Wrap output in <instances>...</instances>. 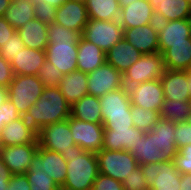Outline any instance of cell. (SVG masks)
I'll return each instance as SVG.
<instances>
[{
  "instance_id": "6da1fadb",
  "label": "cell",
  "mask_w": 191,
  "mask_h": 190,
  "mask_svg": "<svg viewBox=\"0 0 191 190\" xmlns=\"http://www.w3.org/2000/svg\"><path fill=\"white\" fill-rule=\"evenodd\" d=\"M174 131L175 122L160 118L144 133L131 152L138 165L174 160L178 153Z\"/></svg>"
},
{
  "instance_id": "7a4b0ae2",
  "label": "cell",
  "mask_w": 191,
  "mask_h": 190,
  "mask_svg": "<svg viewBox=\"0 0 191 190\" xmlns=\"http://www.w3.org/2000/svg\"><path fill=\"white\" fill-rule=\"evenodd\" d=\"M71 105L58 87L44 88L37 102L24 114L27 122L39 132L43 127L67 120Z\"/></svg>"
},
{
  "instance_id": "3957f363",
  "label": "cell",
  "mask_w": 191,
  "mask_h": 190,
  "mask_svg": "<svg viewBox=\"0 0 191 190\" xmlns=\"http://www.w3.org/2000/svg\"><path fill=\"white\" fill-rule=\"evenodd\" d=\"M61 155L67 162V176L61 190H91L99 175L96 153L73 145L72 150Z\"/></svg>"
},
{
  "instance_id": "277c9868",
  "label": "cell",
  "mask_w": 191,
  "mask_h": 190,
  "mask_svg": "<svg viewBox=\"0 0 191 190\" xmlns=\"http://www.w3.org/2000/svg\"><path fill=\"white\" fill-rule=\"evenodd\" d=\"M44 90L41 80L36 75H14L7 93L21 116L37 102Z\"/></svg>"
},
{
  "instance_id": "5b68a950",
  "label": "cell",
  "mask_w": 191,
  "mask_h": 190,
  "mask_svg": "<svg viewBox=\"0 0 191 190\" xmlns=\"http://www.w3.org/2000/svg\"><path fill=\"white\" fill-rule=\"evenodd\" d=\"M165 71L163 55L160 52L143 54L123 73V84L128 89L134 84L160 79Z\"/></svg>"
},
{
  "instance_id": "8992f818",
  "label": "cell",
  "mask_w": 191,
  "mask_h": 190,
  "mask_svg": "<svg viewBox=\"0 0 191 190\" xmlns=\"http://www.w3.org/2000/svg\"><path fill=\"white\" fill-rule=\"evenodd\" d=\"M99 174L110 176L111 178L123 181L129 177L132 171L138 166V162L132 153L122 150H105L101 149L96 153Z\"/></svg>"
},
{
  "instance_id": "52a82bcc",
  "label": "cell",
  "mask_w": 191,
  "mask_h": 190,
  "mask_svg": "<svg viewBox=\"0 0 191 190\" xmlns=\"http://www.w3.org/2000/svg\"><path fill=\"white\" fill-rule=\"evenodd\" d=\"M150 190H180L181 173L173 160L141 164Z\"/></svg>"
},
{
  "instance_id": "ba28073f",
  "label": "cell",
  "mask_w": 191,
  "mask_h": 190,
  "mask_svg": "<svg viewBox=\"0 0 191 190\" xmlns=\"http://www.w3.org/2000/svg\"><path fill=\"white\" fill-rule=\"evenodd\" d=\"M123 34V27L118 20L107 21L89 18L82 36L106 53L123 38Z\"/></svg>"
},
{
  "instance_id": "9c48e42d",
  "label": "cell",
  "mask_w": 191,
  "mask_h": 190,
  "mask_svg": "<svg viewBox=\"0 0 191 190\" xmlns=\"http://www.w3.org/2000/svg\"><path fill=\"white\" fill-rule=\"evenodd\" d=\"M68 123L76 145L88 152L98 153L103 148L104 126L69 117Z\"/></svg>"
},
{
  "instance_id": "30bf717a",
  "label": "cell",
  "mask_w": 191,
  "mask_h": 190,
  "mask_svg": "<svg viewBox=\"0 0 191 190\" xmlns=\"http://www.w3.org/2000/svg\"><path fill=\"white\" fill-rule=\"evenodd\" d=\"M37 139L40 147L57 153H66L72 150L73 145H76L68 120L43 127L37 133Z\"/></svg>"
},
{
  "instance_id": "8fae6325",
  "label": "cell",
  "mask_w": 191,
  "mask_h": 190,
  "mask_svg": "<svg viewBox=\"0 0 191 190\" xmlns=\"http://www.w3.org/2000/svg\"><path fill=\"white\" fill-rule=\"evenodd\" d=\"M28 171H44L58 186L62 187L67 176V162L61 153L39 146Z\"/></svg>"
},
{
  "instance_id": "7c38bea8",
  "label": "cell",
  "mask_w": 191,
  "mask_h": 190,
  "mask_svg": "<svg viewBox=\"0 0 191 190\" xmlns=\"http://www.w3.org/2000/svg\"><path fill=\"white\" fill-rule=\"evenodd\" d=\"M130 102L133 105L161 112L164 102L163 86L160 79L134 84L128 88Z\"/></svg>"
},
{
  "instance_id": "4fadbf2b",
  "label": "cell",
  "mask_w": 191,
  "mask_h": 190,
  "mask_svg": "<svg viewBox=\"0 0 191 190\" xmlns=\"http://www.w3.org/2000/svg\"><path fill=\"white\" fill-rule=\"evenodd\" d=\"M87 83L88 94L95 97L124 87L123 74L107 62L87 74Z\"/></svg>"
},
{
  "instance_id": "5bb4252c",
  "label": "cell",
  "mask_w": 191,
  "mask_h": 190,
  "mask_svg": "<svg viewBox=\"0 0 191 190\" xmlns=\"http://www.w3.org/2000/svg\"><path fill=\"white\" fill-rule=\"evenodd\" d=\"M39 148V143L0 146V158L12 175L25 174Z\"/></svg>"
},
{
  "instance_id": "9a60e30c",
  "label": "cell",
  "mask_w": 191,
  "mask_h": 190,
  "mask_svg": "<svg viewBox=\"0 0 191 190\" xmlns=\"http://www.w3.org/2000/svg\"><path fill=\"white\" fill-rule=\"evenodd\" d=\"M159 52L163 54L169 44L188 43L191 38V19L157 21Z\"/></svg>"
},
{
  "instance_id": "2e32d148",
  "label": "cell",
  "mask_w": 191,
  "mask_h": 190,
  "mask_svg": "<svg viewBox=\"0 0 191 190\" xmlns=\"http://www.w3.org/2000/svg\"><path fill=\"white\" fill-rule=\"evenodd\" d=\"M46 60L54 64L66 75L77 70L78 44H70L68 41H54L48 44L45 50Z\"/></svg>"
},
{
  "instance_id": "e0dca14e",
  "label": "cell",
  "mask_w": 191,
  "mask_h": 190,
  "mask_svg": "<svg viewBox=\"0 0 191 190\" xmlns=\"http://www.w3.org/2000/svg\"><path fill=\"white\" fill-rule=\"evenodd\" d=\"M123 37L142 54L159 52L157 22L124 29Z\"/></svg>"
},
{
  "instance_id": "ac0fdd59",
  "label": "cell",
  "mask_w": 191,
  "mask_h": 190,
  "mask_svg": "<svg viewBox=\"0 0 191 190\" xmlns=\"http://www.w3.org/2000/svg\"><path fill=\"white\" fill-rule=\"evenodd\" d=\"M37 131L21 116L4 126L0 134V146L39 143Z\"/></svg>"
},
{
  "instance_id": "d6986e66",
  "label": "cell",
  "mask_w": 191,
  "mask_h": 190,
  "mask_svg": "<svg viewBox=\"0 0 191 190\" xmlns=\"http://www.w3.org/2000/svg\"><path fill=\"white\" fill-rule=\"evenodd\" d=\"M118 21L123 30L157 22L154 10L148 0H135V2L122 7Z\"/></svg>"
},
{
  "instance_id": "ffe728a7",
  "label": "cell",
  "mask_w": 191,
  "mask_h": 190,
  "mask_svg": "<svg viewBox=\"0 0 191 190\" xmlns=\"http://www.w3.org/2000/svg\"><path fill=\"white\" fill-rule=\"evenodd\" d=\"M88 19L86 4L72 0H67L62 6L57 8L55 16L56 23L68 29L78 31L81 35Z\"/></svg>"
},
{
  "instance_id": "44dd1931",
  "label": "cell",
  "mask_w": 191,
  "mask_h": 190,
  "mask_svg": "<svg viewBox=\"0 0 191 190\" xmlns=\"http://www.w3.org/2000/svg\"><path fill=\"white\" fill-rule=\"evenodd\" d=\"M99 100L102 120L106 117L128 116L131 113L130 97L125 86L104 94Z\"/></svg>"
},
{
  "instance_id": "7402d4cb",
  "label": "cell",
  "mask_w": 191,
  "mask_h": 190,
  "mask_svg": "<svg viewBox=\"0 0 191 190\" xmlns=\"http://www.w3.org/2000/svg\"><path fill=\"white\" fill-rule=\"evenodd\" d=\"M145 132L136 127L130 129L104 130L103 148L105 150L128 151L135 150L138 139Z\"/></svg>"
},
{
  "instance_id": "603a6c76",
  "label": "cell",
  "mask_w": 191,
  "mask_h": 190,
  "mask_svg": "<svg viewBox=\"0 0 191 190\" xmlns=\"http://www.w3.org/2000/svg\"><path fill=\"white\" fill-rule=\"evenodd\" d=\"M157 21L191 19V0H148Z\"/></svg>"
},
{
  "instance_id": "cb8c5ba5",
  "label": "cell",
  "mask_w": 191,
  "mask_h": 190,
  "mask_svg": "<svg viewBox=\"0 0 191 190\" xmlns=\"http://www.w3.org/2000/svg\"><path fill=\"white\" fill-rule=\"evenodd\" d=\"M160 81L163 86L164 98L183 101L191 100L188 90V71L166 69Z\"/></svg>"
},
{
  "instance_id": "d4e9b609",
  "label": "cell",
  "mask_w": 191,
  "mask_h": 190,
  "mask_svg": "<svg viewBox=\"0 0 191 190\" xmlns=\"http://www.w3.org/2000/svg\"><path fill=\"white\" fill-rule=\"evenodd\" d=\"M106 62V53L82 35L78 41L77 70L91 73Z\"/></svg>"
},
{
  "instance_id": "484cf974",
  "label": "cell",
  "mask_w": 191,
  "mask_h": 190,
  "mask_svg": "<svg viewBox=\"0 0 191 190\" xmlns=\"http://www.w3.org/2000/svg\"><path fill=\"white\" fill-rule=\"evenodd\" d=\"M142 55L140 51L128 43L123 37L106 52V62L123 74Z\"/></svg>"
},
{
  "instance_id": "4316f807",
  "label": "cell",
  "mask_w": 191,
  "mask_h": 190,
  "mask_svg": "<svg viewBox=\"0 0 191 190\" xmlns=\"http://www.w3.org/2000/svg\"><path fill=\"white\" fill-rule=\"evenodd\" d=\"M46 60L45 50L25 47L10 62L14 75H37Z\"/></svg>"
},
{
  "instance_id": "83f0119b",
  "label": "cell",
  "mask_w": 191,
  "mask_h": 190,
  "mask_svg": "<svg viewBox=\"0 0 191 190\" xmlns=\"http://www.w3.org/2000/svg\"><path fill=\"white\" fill-rule=\"evenodd\" d=\"M58 88L72 106L88 94L87 73L76 70L64 75Z\"/></svg>"
},
{
  "instance_id": "f1b7e54d",
  "label": "cell",
  "mask_w": 191,
  "mask_h": 190,
  "mask_svg": "<svg viewBox=\"0 0 191 190\" xmlns=\"http://www.w3.org/2000/svg\"><path fill=\"white\" fill-rule=\"evenodd\" d=\"M47 26L42 21L33 19L19 28L17 32L26 47L36 50H46L48 45Z\"/></svg>"
},
{
  "instance_id": "f546056e",
  "label": "cell",
  "mask_w": 191,
  "mask_h": 190,
  "mask_svg": "<svg viewBox=\"0 0 191 190\" xmlns=\"http://www.w3.org/2000/svg\"><path fill=\"white\" fill-rule=\"evenodd\" d=\"M162 55L167 70L188 71L191 65V38H188V43L169 44Z\"/></svg>"
},
{
  "instance_id": "4dcf8cb0",
  "label": "cell",
  "mask_w": 191,
  "mask_h": 190,
  "mask_svg": "<svg viewBox=\"0 0 191 190\" xmlns=\"http://www.w3.org/2000/svg\"><path fill=\"white\" fill-rule=\"evenodd\" d=\"M70 116L89 123H103L99 97L85 95L71 106Z\"/></svg>"
},
{
  "instance_id": "1f68e13d",
  "label": "cell",
  "mask_w": 191,
  "mask_h": 190,
  "mask_svg": "<svg viewBox=\"0 0 191 190\" xmlns=\"http://www.w3.org/2000/svg\"><path fill=\"white\" fill-rule=\"evenodd\" d=\"M4 18L18 30L28 21L35 19L34 0H12Z\"/></svg>"
},
{
  "instance_id": "d6a6232c",
  "label": "cell",
  "mask_w": 191,
  "mask_h": 190,
  "mask_svg": "<svg viewBox=\"0 0 191 190\" xmlns=\"http://www.w3.org/2000/svg\"><path fill=\"white\" fill-rule=\"evenodd\" d=\"M88 17L95 20H119L120 6L118 0H87Z\"/></svg>"
},
{
  "instance_id": "836d02e7",
  "label": "cell",
  "mask_w": 191,
  "mask_h": 190,
  "mask_svg": "<svg viewBox=\"0 0 191 190\" xmlns=\"http://www.w3.org/2000/svg\"><path fill=\"white\" fill-rule=\"evenodd\" d=\"M191 113V100L183 101L178 99L164 98L163 107L160 112L162 119L172 120L173 122H183Z\"/></svg>"
},
{
  "instance_id": "e575fe53",
  "label": "cell",
  "mask_w": 191,
  "mask_h": 190,
  "mask_svg": "<svg viewBox=\"0 0 191 190\" xmlns=\"http://www.w3.org/2000/svg\"><path fill=\"white\" fill-rule=\"evenodd\" d=\"M132 122L134 127L149 132L161 118L160 113L131 104Z\"/></svg>"
},
{
  "instance_id": "d590c367",
  "label": "cell",
  "mask_w": 191,
  "mask_h": 190,
  "mask_svg": "<svg viewBox=\"0 0 191 190\" xmlns=\"http://www.w3.org/2000/svg\"><path fill=\"white\" fill-rule=\"evenodd\" d=\"M48 44L54 41H68L70 44H78L81 34L60 25L59 23L52 22L47 26Z\"/></svg>"
},
{
  "instance_id": "8d00e7d4",
  "label": "cell",
  "mask_w": 191,
  "mask_h": 190,
  "mask_svg": "<svg viewBox=\"0 0 191 190\" xmlns=\"http://www.w3.org/2000/svg\"><path fill=\"white\" fill-rule=\"evenodd\" d=\"M42 82L44 88L58 87L63 73L50 61L45 60L44 64L38 70L36 75Z\"/></svg>"
},
{
  "instance_id": "74e56055",
  "label": "cell",
  "mask_w": 191,
  "mask_h": 190,
  "mask_svg": "<svg viewBox=\"0 0 191 190\" xmlns=\"http://www.w3.org/2000/svg\"><path fill=\"white\" fill-rule=\"evenodd\" d=\"M25 175L31 190H61V187L44 171H27Z\"/></svg>"
},
{
  "instance_id": "f35d334b",
  "label": "cell",
  "mask_w": 191,
  "mask_h": 190,
  "mask_svg": "<svg viewBox=\"0 0 191 190\" xmlns=\"http://www.w3.org/2000/svg\"><path fill=\"white\" fill-rule=\"evenodd\" d=\"M23 40L17 30L14 32L10 39L4 43L3 47L0 49V55L7 60L9 63L14 59V57L25 48Z\"/></svg>"
},
{
  "instance_id": "ab89813d",
  "label": "cell",
  "mask_w": 191,
  "mask_h": 190,
  "mask_svg": "<svg viewBox=\"0 0 191 190\" xmlns=\"http://www.w3.org/2000/svg\"><path fill=\"white\" fill-rule=\"evenodd\" d=\"M124 190H150L143 175L141 165H138L128 177L122 181Z\"/></svg>"
},
{
  "instance_id": "60d3db41",
  "label": "cell",
  "mask_w": 191,
  "mask_h": 190,
  "mask_svg": "<svg viewBox=\"0 0 191 190\" xmlns=\"http://www.w3.org/2000/svg\"><path fill=\"white\" fill-rule=\"evenodd\" d=\"M57 8L42 0H34L35 19L49 25L55 22Z\"/></svg>"
},
{
  "instance_id": "b9f144b4",
  "label": "cell",
  "mask_w": 191,
  "mask_h": 190,
  "mask_svg": "<svg viewBox=\"0 0 191 190\" xmlns=\"http://www.w3.org/2000/svg\"><path fill=\"white\" fill-rule=\"evenodd\" d=\"M173 161L181 174L191 173V144L181 147Z\"/></svg>"
},
{
  "instance_id": "7bdbcfd3",
  "label": "cell",
  "mask_w": 191,
  "mask_h": 190,
  "mask_svg": "<svg viewBox=\"0 0 191 190\" xmlns=\"http://www.w3.org/2000/svg\"><path fill=\"white\" fill-rule=\"evenodd\" d=\"M175 140L176 147L179 150L185 145L191 144V124L187 122H176L175 123Z\"/></svg>"
},
{
  "instance_id": "ee69618b",
  "label": "cell",
  "mask_w": 191,
  "mask_h": 190,
  "mask_svg": "<svg viewBox=\"0 0 191 190\" xmlns=\"http://www.w3.org/2000/svg\"><path fill=\"white\" fill-rule=\"evenodd\" d=\"M91 190H124L122 182L110 176L99 174L95 179Z\"/></svg>"
},
{
  "instance_id": "f6af8a7d",
  "label": "cell",
  "mask_w": 191,
  "mask_h": 190,
  "mask_svg": "<svg viewBox=\"0 0 191 190\" xmlns=\"http://www.w3.org/2000/svg\"><path fill=\"white\" fill-rule=\"evenodd\" d=\"M104 130L130 129L134 127L132 116L106 117L103 120Z\"/></svg>"
},
{
  "instance_id": "bcb514c9",
  "label": "cell",
  "mask_w": 191,
  "mask_h": 190,
  "mask_svg": "<svg viewBox=\"0 0 191 190\" xmlns=\"http://www.w3.org/2000/svg\"><path fill=\"white\" fill-rule=\"evenodd\" d=\"M19 117H21V115L10 99H7L3 104H1L0 106V122L1 123H5L6 125L10 121H14L15 119Z\"/></svg>"
},
{
  "instance_id": "7dc6e473",
  "label": "cell",
  "mask_w": 191,
  "mask_h": 190,
  "mask_svg": "<svg viewBox=\"0 0 191 190\" xmlns=\"http://www.w3.org/2000/svg\"><path fill=\"white\" fill-rule=\"evenodd\" d=\"M13 77L11 64L0 55V87L8 88Z\"/></svg>"
},
{
  "instance_id": "c3c4849f",
  "label": "cell",
  "mask_w": 191,
  "mask_h": 190,
  "mask_svg": "<svg viewBox=\"0 0 191 190\" xmlns=\"http://www.w3.org/2000/svg\"><path fill=\"white\" fill-rule=\"evenodd\" d=\"M5 190H31L25 174L12 175L9 186Z\"/></svg>"
},
{
  "instance_id": "681fc988",
  "label": "cell",
  "mask_w": 191,
  "mask_h": 190,
  "mask_svg": "<svg viewBox=\"0 0 191 190\" xmlns=\"http://www.w3.org/2000/svg\"><path fill=\"white\" fill-rule=\"evenodd\" d=\"M15 31L16 29L13 28L4 17H0V49L3 47L4 43L10 39V36H12Z\"/></svg>"
},
{
  "instance_id": "f907efd6",
  "label": "cell",
  "mask_w": 191,
  "mask_h": 190,
  "mask_svg": "<svg viewBox=\"0 0 191 190\" xmlns=\"http://www.w3.org/2000/svg\"><path fill=\"white\" fill-rule=\"evenodd\" d=\"M11 177V171L0 158V185L9 184Z\"/></svg>"
},
{
  "instance_id": "816d5d0a",
  "label": "cell",
  "mask_w": 191,
  "mask_h": 190,
  "mask_svg": "<svg viewBox=\"0 0 191 190\" xmlns=\"http://www.w3.org/2000/svg\"><path fill=\"white\" fill-rule=\"evenodd\" d=\"M180 190H191V173L181 174Z\"/></svg>"
},
{
  "instance_id": "f5cc1de1",
  "label": "cell",
  "mask_w": 191,
  "mask_h": 190,
  "mask_svg": "<svg viewBox=\"0 0 191 190\" xmlns=\"http://www.w3.org/2000/svg\"><path fill=\"white\" fill-rule=\"evenodd\" d=\"M12 0H0V17H4Z\"/></svg>"
},
{
  "instance_id": "db71d44e",
  "label": "cell",
  "mask_w": 191,
  "mask_h": 190,
  "mask_svg": "<svg viewBox=\"0 0 191 190\" xmlns=\"http://www.w3.org/2000/svg\"><path fill=\"white\" fill-rule=\"evenodd\" d=\"M8 99L7 88L0 87V106Z\"/></svg>"
},
{
  "instance_id": "11a10c76",
  "label": "cell",
  "mask_w": 191,
  "mask_h": 190,
  "mask_svg": "<svg viewBox=\"0 0 191 190\" xmlns=\"http://www.w3.org/2000/svg\"><path fill=\"white\" fill-rule=\"evenodd\" d=\"M47 2L48 4H51L52 6L59 8L62 6L67 0H42Z\"/></svg>"
},
{
  "instance_id": "9f6ffc18",
  "label": "cell",
  "mask_w": 191,
  "mask_h": 190,
  "mask_svg": "<svg viewBox=\"0 0 191 190\" xmlns=\"http://www.w3.org/2000/svg\"><path fill=\"white\" fill-rule=\"evenodd\" d=\"M120 8L127 6L131 2H135V0H118Z\"/></svg>"
},
{
  "instance_id": "6f0895ef",
  "label": "cell",
  "mask_w": 191,
  "mask_h": 190,
  "mask_svg": "<svg viewBox=\"0 0 191 190\" xmlns=\"http://www.w3.org/2000/svg\"><path fill=\"white\" fill-rule=\"evenodd\" d=\"M188 90L191 96V70H188Z\"/></svg>"
},
{
  "instance_id": "680465c9",
  "label": "cell",
  "mask_w": 191,
  "mask_h": 190,
  "mask_svg": "<svg viewBox=\"0 0 191 190\" xmlns=\"http://www.w3.org/2000/svg\"><path fill=\"white\" fill-rule=\"evenodd\" d=\"M185 122L191 124V113L186 117Z\"/></svg>"
},
{
  "instance_id": "91938a15",
  "label": "cell",
  "mask_w": 191,
  "mask_h": 190,
  "mask_svg": "<svg viewBox=\"0 0 191 190\" xmlns=\"http://www.w3.org/2000/svg\"><path fill=\"white\" fill-rule=\"evenodd\" d=\"M9 184L0 185V190H5Z\"/></svg>"
},
{
  "instance_id": "94428289",
  "label": "cell",
  "mask_w": 191,
  "mask_h": 190,
  "mask_svg": "<svg viewBox=\"0 0 191 190\" xmlns=\"http://www.w3.org/2000/svg\"><path fill=\"white\" fill-rule=\"evenodd\" d=\"M4 126H5V123H1V122H0V134H1V131H2V129L4 128Z\"/></svg>"
},
{
  "instance_id": "6125c7cd",
  "label": "cell",
  "mask_w": 191,
  "mask_h": 190,
  "mask_svg": "<svg viewBox=\"0 0 191 190\" xmlns=\"http://www.w3.org/2000/svg\"><path fill=\"white\" fill-rule=\"evenodd\" d=\"M72 1H77V2H80V3H83V4H85L87 2V0H72Z\"/></svg>"
}]
</instances>
